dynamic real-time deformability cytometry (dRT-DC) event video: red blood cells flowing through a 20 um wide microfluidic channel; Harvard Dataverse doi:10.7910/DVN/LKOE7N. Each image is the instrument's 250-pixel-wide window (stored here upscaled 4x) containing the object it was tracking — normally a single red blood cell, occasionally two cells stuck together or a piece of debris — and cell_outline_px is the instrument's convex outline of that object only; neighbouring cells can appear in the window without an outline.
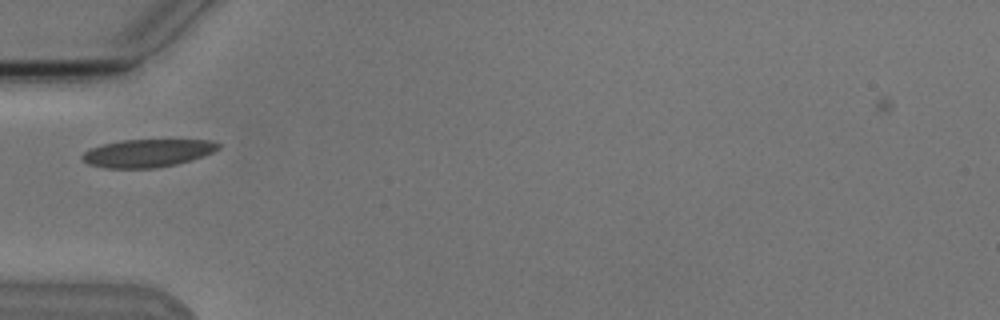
{"species": "Egyptian fruit bat (a non-hibernating species)", "species_latin": "Rousettus aegyptiacus", "temperature_condition": "cold", "stored_images_in_passage": 2, "camera_frame_rate_fps": 3000, "um_per_image_px": 0.085, "animal": {"sex": "male"}, "frame": {"image": 1, "passage_image": 2, "time_ms": 1.0, "image_size_px": [1000, 320], "cell_outline_px": [[224, 144], [220, 148], [212, 152], [176, 164], [156, 168], [108, 168], [88, 164], [80, 156], [88, 148], [120, 140], [212, 140]], "centroid_in_image_um": [12.53, 13.0], "position_along_channel_um": 72.5, "area_um2": 22.02}}